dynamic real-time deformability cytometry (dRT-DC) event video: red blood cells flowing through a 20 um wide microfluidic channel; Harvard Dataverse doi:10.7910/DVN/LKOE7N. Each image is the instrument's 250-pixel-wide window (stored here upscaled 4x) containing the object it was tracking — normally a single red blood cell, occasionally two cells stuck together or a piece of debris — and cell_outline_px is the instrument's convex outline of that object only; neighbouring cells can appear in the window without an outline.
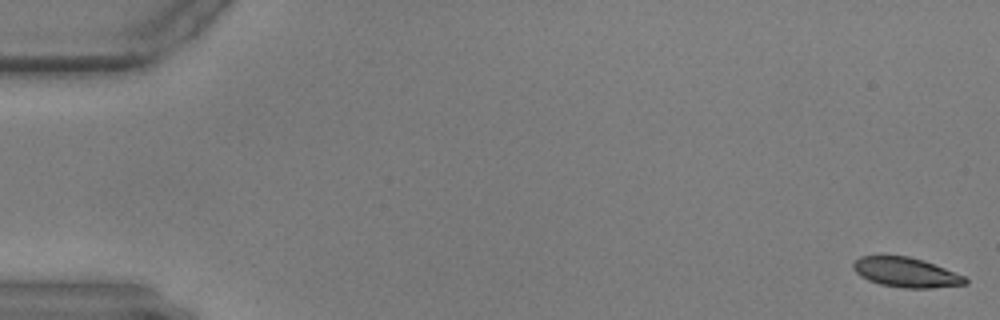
{"species": "common noctule bat (a hibernating species)", "species_latin": "Nyctalus noctula", "temperature_condition": "warm", "stored_images_in_passage": 58, "camera_frame_rate_fps": 3000, "um_per_image_px": 0.085, "animal": {"sex": "male", "body_mass_g": 17.9, "forearm_length_mm": 54.2}, "frame": {"image": 1, "passage_image": 1, "time_ms": 0.0, "image_size_px": [1000, 320], "cell_outline_px": [[968, 284], [932, 288], [904, 288], [880, 284], [868, 280], [860, 276], [852, 268], [852, 264], [860, 256], [880, 252], [908, 256], [924, 260], [964, 276], [968, 280]], "centroid_in_image_um": [76.94, 23.1], "position_along_channel_um": 8.1, "area_um2": 20.06}}
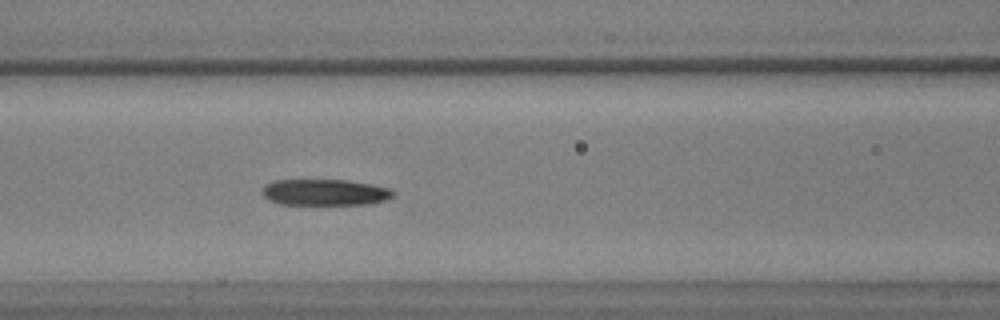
{"frame": {"image": 2, "passage_image": 25, "time_ms": 8.0, "image_size_px": [1000, 320], "cell_outline_px": [[396, 196], [372, 204], [280, 204], [264, 196], [264, 184], [276, 180], [348, 180], [388, 188], [396, 192]], "centroid_in_image_um": [27.67, 16.35], "position_along_channel_um": 138.9, "area_um2": 19.83}}
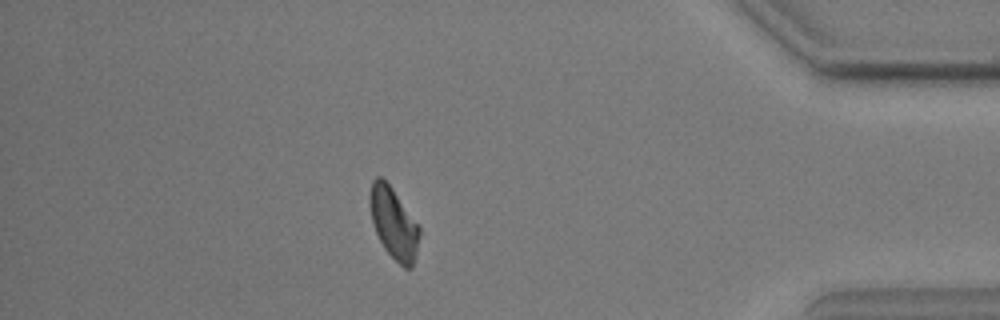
{"frame": {"image": 3, "passage_image": 51, "time_ms": 16.667, "image_size_px": [1000, 320], "cell_outline_px": [[420, 236], [412, 268], [404, 268], [384, 248], [376, 232], [372, 220], [368, 204], [368, 196], [372, 180], [376, 176], [380, 176], [392, 188], [420, 224]], "centroid_in_image_um": [33.46, 18.93], "position_along_channel_um": 401.7, "area_um2": 20.75}}